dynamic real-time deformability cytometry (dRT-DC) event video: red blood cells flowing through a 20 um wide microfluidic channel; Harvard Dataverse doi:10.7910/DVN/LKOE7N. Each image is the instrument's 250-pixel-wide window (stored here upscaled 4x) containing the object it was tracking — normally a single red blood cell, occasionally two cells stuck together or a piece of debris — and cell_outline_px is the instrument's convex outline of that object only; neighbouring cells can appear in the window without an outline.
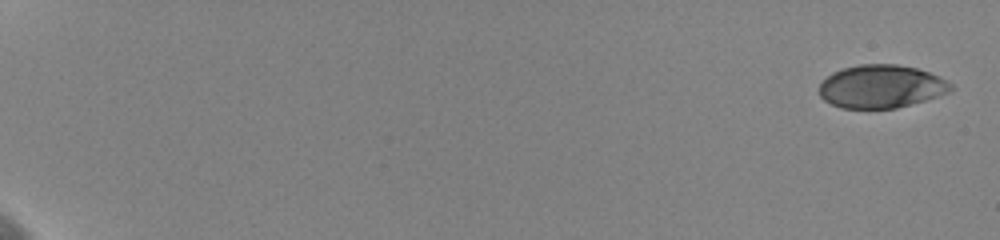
{"species": "human", "species_latin": "Homo sapiens", "temperature_condition": "cold", "stored_images_in_passage": 36, "camera_frame_rate_fps": 3000, "um_per_image_px": 0.085, "donor": {"sex": "female"}, "frame": {"image": 1, "passage_image": 1, "time_ms": 0.0, "image_size_px": [1000, 240], "cell_outline_px": [[956, 88], [948, 92], [924, 100], [896, 108], [840, 108], [824, 100], [820, 96], [820, 84], [832, 72], [844, 68], [860, 64], [896, 64], [916, 68], [940, 76], [948, 80]], "centroid_in_image_um": [74.92, 7.34], "position_along_channel_um": 10.1, "area_um2": 32.95}}
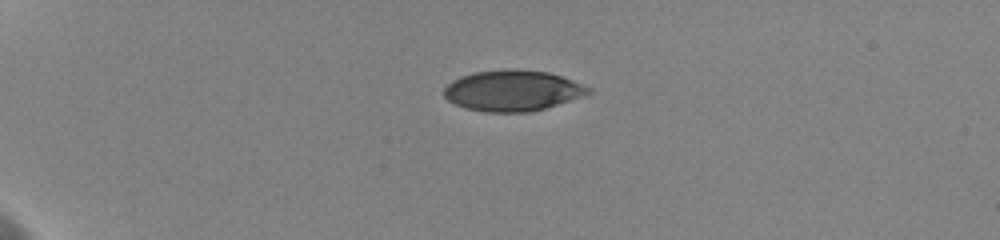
{"frame": {"image": 2, "passage_image": 19, "time_ms": 5.0, "image_size_px": [1000, 240], "cell_outline_px": [[592, 92], [544, 108], [528, 112], [484, 112], [464, 108], [448, 100], [444, 96], [444, 88], [452, 80], [460, 76], [476, 72], [512, 68], [548, 72], [560, 76], [592, 88]], "centroid_in_image_um": [43.52, 7.7], "position_along_channel_um": 41.5, "area_um2": 34.04}}